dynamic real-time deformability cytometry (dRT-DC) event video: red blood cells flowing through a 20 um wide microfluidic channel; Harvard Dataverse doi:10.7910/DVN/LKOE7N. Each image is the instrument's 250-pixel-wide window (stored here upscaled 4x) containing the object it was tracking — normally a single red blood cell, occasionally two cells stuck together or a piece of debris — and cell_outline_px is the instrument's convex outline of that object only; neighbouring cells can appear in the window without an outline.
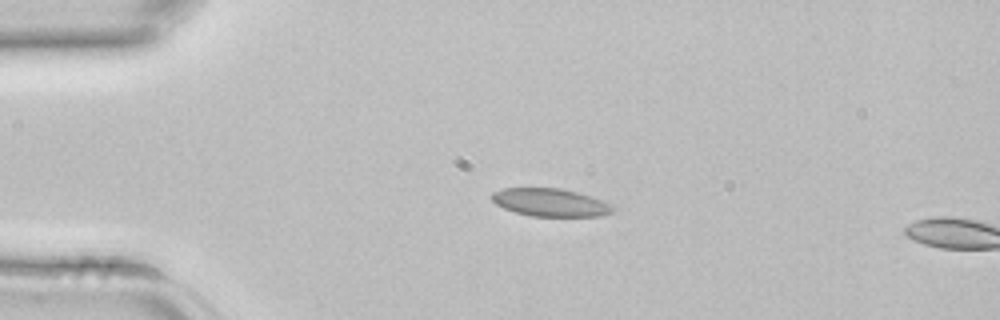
{"species": "common noctule bat (a hibernating species)", "species_latin": "Nyctalus noctula", "temperature_condition": "room temperature", "stored_images_in_passage": 2, "camera_frame_rate_fps": 3000, "um_per_image_px": 0.085, "animal": {"sex": "female", "body_mass_g": 22.7, "forearm_length_mm": 54.2}, "frame": {"image": 1, "passage_image": 1, "time_ms": 0.0, "image_size_px": [1000, 320], "cell_outline_px": [[616, 208], [612, 212], [600, 216], [532, 216], [516, 212], [504, 208], [496, 204], [492, 200], [492, 192], [504, 188], [560, 188], [576, 192], [604, 200], [612, 204]], "centroid_in_image_um": [46.81, 17.21], "position_along_channel_um": 38.2, "area_um2": 19.65}}